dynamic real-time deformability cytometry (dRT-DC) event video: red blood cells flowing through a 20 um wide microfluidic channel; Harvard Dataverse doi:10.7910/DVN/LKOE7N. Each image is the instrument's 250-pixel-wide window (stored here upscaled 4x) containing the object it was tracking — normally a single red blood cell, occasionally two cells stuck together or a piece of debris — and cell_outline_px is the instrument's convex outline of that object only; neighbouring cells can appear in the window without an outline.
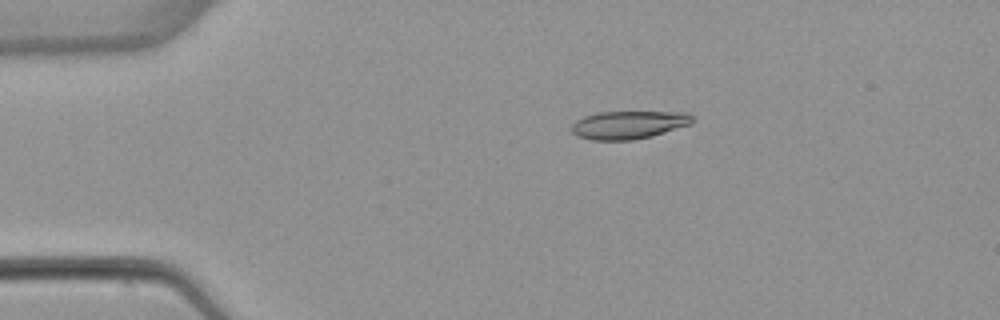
{"species": "common noctule bat (a hibernating species)", "species_latin": "Nyctalus noctula", "temperature_condition": "warm", "stored_images_in_passage": 4, "camera_frame_rate_fps": 3000, "um_per_image_px": 0.085, "animal": {"sex": "female", "body_mass_g": 22.7, "forearm_length_mm": 54.2}, "frame": {"image": 1, "passage_image": 3, "time_ms": 2.667, "image_size_px": [1000, 320], "cell_outline_px": [[696, 120], [692, 124], [652, 136], [632, 140], [592, 140], [576, 136], [572, 132], [572, 124], [576, 120], [584, 116], [596, 112], [688, 112]], "centroid_in_image_um": [53.45, 10.61], "position_along_channel_um": 31.5, "area_um2": 19.94}}